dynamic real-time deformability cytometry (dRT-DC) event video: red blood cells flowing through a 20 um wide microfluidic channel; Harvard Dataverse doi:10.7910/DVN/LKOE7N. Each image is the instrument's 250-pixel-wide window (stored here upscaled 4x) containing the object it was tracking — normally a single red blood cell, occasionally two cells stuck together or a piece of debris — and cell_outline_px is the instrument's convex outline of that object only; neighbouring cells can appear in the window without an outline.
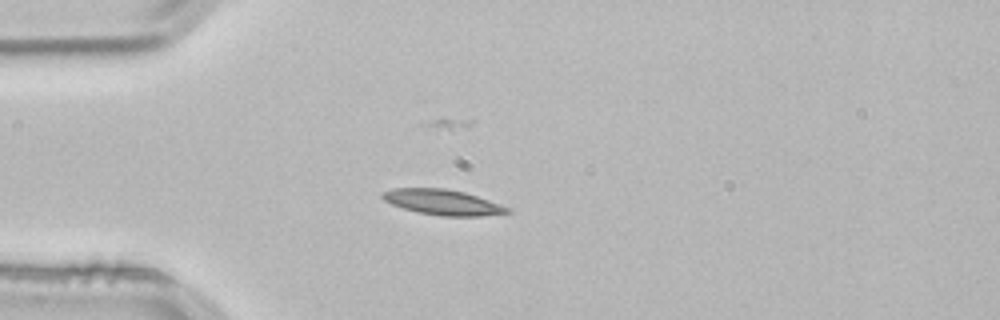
{"species": "common noctule bat (a hibernating species)", "species_latin": "Nyctalus noctula", "temperature_condition": "room temperature", "stored_images_in_passage": 52, "camera_frame_rate_fps": 3000, "um_per_image_px": 0.085, "animal": {"sex": "male", "body_mass_g": 21.5, "forearm_length_mm": 52.0}, "frame": {"image": 1, "passage_image": 13, "time_ms": 4.0, "image_size_px": [1000, 320], "cell_outline_px": [[512, 212], [480, 216], [440, 216], [416, 212], [392, 204], [384, 200], [380, 196], [380, 192], [392, 188], [444, 188], [464, 192], [512, 208]], "centroid_in_image_um": [37.61, 17.19], "position_along_channel_um": 47.4, "area_um2": 18.55}}
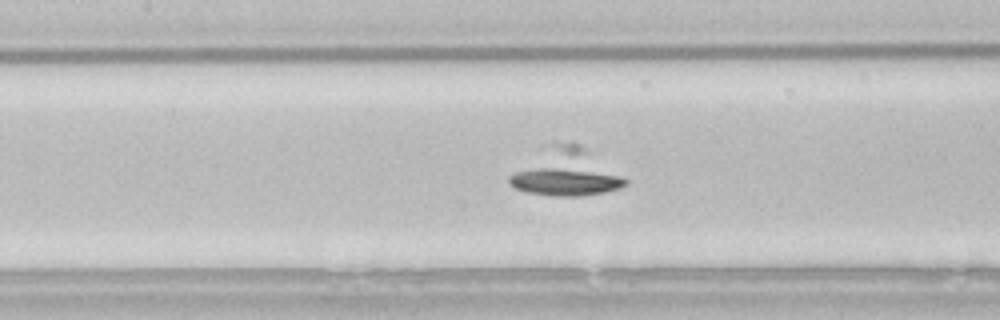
{"frame": {"image": 2, "passage_image": 23, "time_ms": 7.333, "image_size_px": [1000, 320], "cell_outline_px": [[628, 184], [620, 188], [604, 192], [580, 196], [556, 196], [528, 192], [516, 188], [508, 184], [508, 176], [540, 144], [552, 140], [572, 140], [580, 144], [624, 176], [628, 180]], "centroid_in_image_um": [48.04, 14.58], "position_along_channel_um": 159.4, "area_um2": 33.06}}
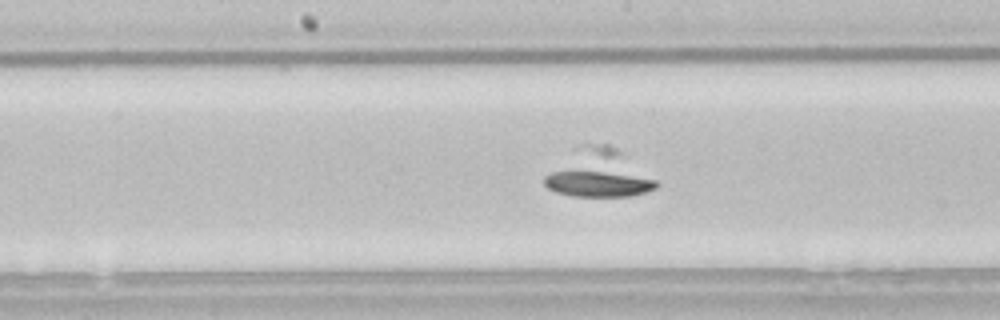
{"frame": {"image": 3, "passage_image": 26, "time_ms": 8.333, "image_size_px": [1000, 320], "cell_outline_px": [[660, 184], [656, 188], [648, 192], [628, 196], [572, 196], [556, 192], [548, 188], [544, 184], [544, 176], [584, 144], [608, 144], [616, 148], [656, 180]], "centroid_in_image_um": [50.93, 14.79], "position_along_channel_um": 197.3, "area_um2": 30.17}}